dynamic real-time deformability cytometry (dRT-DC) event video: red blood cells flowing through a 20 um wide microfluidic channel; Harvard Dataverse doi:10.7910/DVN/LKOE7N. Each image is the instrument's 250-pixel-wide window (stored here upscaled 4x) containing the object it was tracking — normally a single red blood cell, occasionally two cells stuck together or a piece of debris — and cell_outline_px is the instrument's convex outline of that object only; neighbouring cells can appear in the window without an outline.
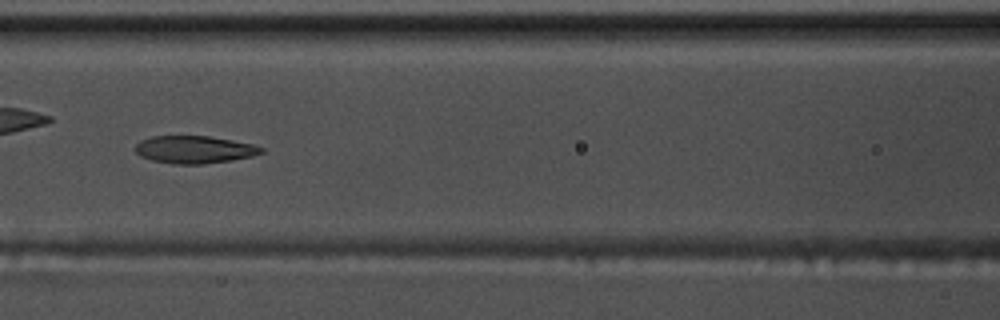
{"species": "common noctule bat (a hibernating species)", "species_latin": "Nyctalus noctula", "temperature_condition": "warm", "stored_images_in_passage": 56, "camera_frame_rate_fps": 3000, "um_per_image_px": 0.085, "animal": {"sex": "male", "body_mass_g": 17.5, "forearm_length_mm": 52.3}, "frame": {"image": 1, "passage_image": 25, "time_ms": 8.0, "image_size_px": [1000, 320], "cell_outline_px": [[264, 152], [252, 156], [232, 160], [200, 164], [172, 164], [152, 160], [140, 156], [136, 152], [136, 144], [140, 140], [152, 136], [208, 136], [232, 140], [252, 144], [264, 148]], "centroid_in_image_um": [16.51, 12.71], "position_along_channel_um": 150.1, "area_um2": 20.17}}
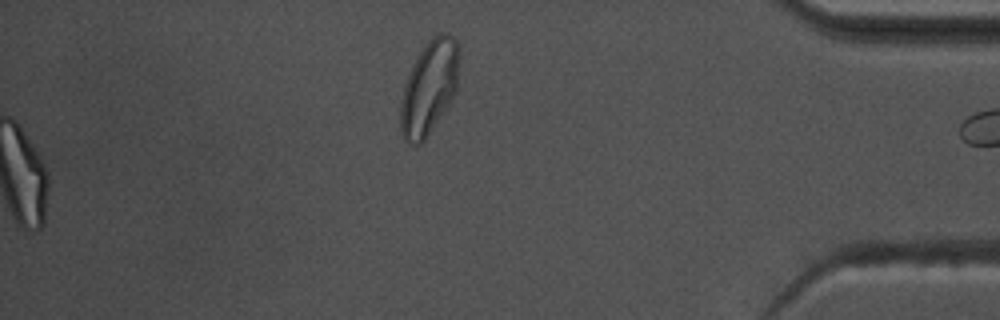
{"frame": {"image": 2, "passage_image": 56, "time_ms": 18.333, "image_size_px": [1000, 320], "cell_outline_px": [[460, 56], [456, 92], [424, 140], [420, 144], [412, 144], [404, 140], [400, 132], [400, 104], [404, 88], [412, 64], [416, 56], [428, 40], [432, 36], [440, 32], [444, 32], [452, 36], [456, 40], [460, 48]], "centroid_in_image_um": [36.49, 7.39], "position_along_channel_um": 398.7, "area_um2": 32.14}, "authors_computed_cell_mechanics": {"area_um2": 21.9062, "velocity_mm_per_s": 3.7507, "shape_relaxation_time_tau1_ms": 9.6524, "shape_relaxation_time_tau2_ms": 2.6404, "deformation_change_tau1": 0.2783, "deformation_change_tau2": 0.0824}}